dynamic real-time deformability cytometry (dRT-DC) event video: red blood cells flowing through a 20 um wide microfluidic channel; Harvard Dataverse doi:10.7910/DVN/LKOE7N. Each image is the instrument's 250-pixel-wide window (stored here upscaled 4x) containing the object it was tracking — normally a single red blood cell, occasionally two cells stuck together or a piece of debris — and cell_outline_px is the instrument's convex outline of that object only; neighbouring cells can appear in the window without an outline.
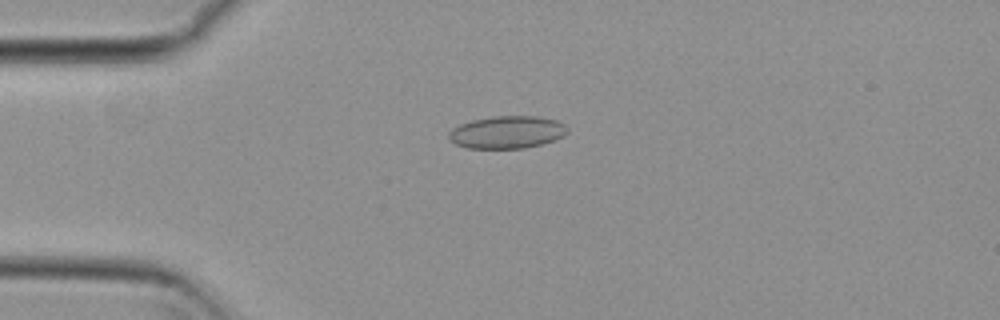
{"species": "common noctule bat (a hibernating species)", "species_latin": "Nyctalus noctula", "temperature_condition": "cold", "stored_images_in_passage": 54, "camera_frame_rate_fps": 3000, "um_per_image_px": 0.085, "animal": {"sex": "female", "body_mass_g": 29.2, "forearm_length_mm": 56.3}, "frame": {"image": 1, "passage_image": 13, "time_ms": 4.0, "image_size_px": [1000, 320], "cell_outline_px": [[568, 132], [564, 136], [540, 144], [524, 148], [468, 148], [456, 144], [448, 140], [448, 132], [452, 128], [460, 124], [472, 120], [492, 116], [536, 116], [556, 120], [564, 124], [568, 128]], "centroid_in_image_um": [43.07, 11.23], "position_along_channel_um": 41.9, "area_um2": 22.48}}
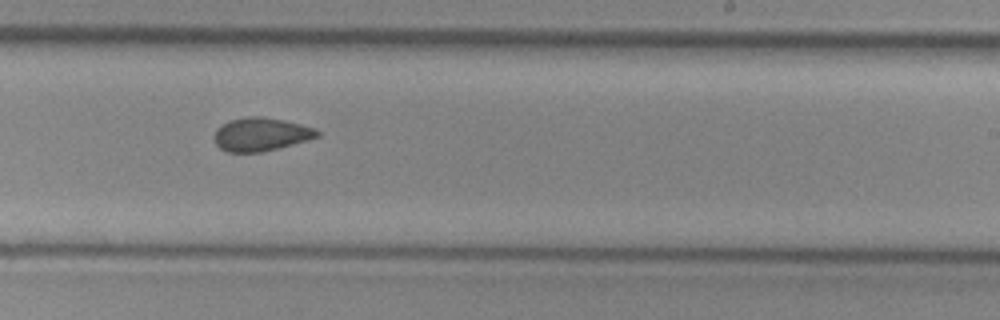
{"frame": {"image": 2, "passage_image": 33, "time_ms": 10.667, "image_size_px": [1000, 320], "cell_outline_px": [[320, 136], [308, 140], [260, 152], [228, 152], [220, 148], [216, 144], [212, 136], [216, 128], [228, 120], [248, 116], [260, 116], [284, 120], [316, 128], [320, 132]], "centroid_in_image_um": [22.15, 11.4], "position_along_channel_um": 266.9, "area_um2": 20.11}}
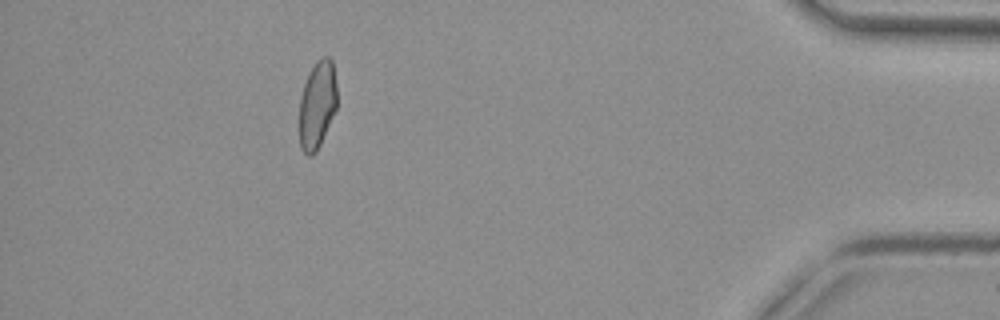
{"frame": {"image": 3, "passage_image": 49, "time_ms": 16.0, "image_size_px": [1000, 320], "cell_outline_px": [[336, 108], [320, 144], [316, 152], [312, 156], [308, 156], [300, 148], [300, 100], [304, 84], [316, 60], [324, 56], [328, 56], [332, 60], [336, 84]], "centroid_in_image_um": [26.96, 8.91], "position_along_channel_um": 408.2, "area_um2": 18.96}, "authors_computed_cell_mechanics": {"area_um2": 20.4323, "velocity_mm_per_s": 3.7333, "shape_relaxation_time_tau1_ms": null, "shape_relaxation_time_tau2_ms": 2.125, "deformation_change_tau1": null, "deformation_change_tau2": 0.0597}}